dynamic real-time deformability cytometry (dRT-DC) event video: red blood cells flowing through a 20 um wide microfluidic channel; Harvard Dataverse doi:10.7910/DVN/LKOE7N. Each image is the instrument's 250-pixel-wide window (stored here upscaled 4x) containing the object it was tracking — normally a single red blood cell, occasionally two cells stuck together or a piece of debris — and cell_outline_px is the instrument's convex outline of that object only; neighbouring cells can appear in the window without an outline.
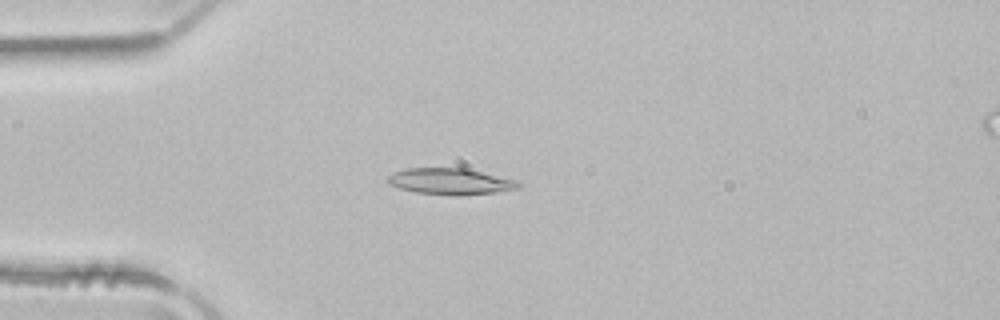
{"species": "common noctule bat (a hibernating species)", "species_latin": "Nyctalus noctula", "temperature_condition": "room temperature", "stored_images_in_passage": 50, "camera_frame_rate_fps": 3000, "um_per_image_px": 0.085, "animal": {"sex": "male", "body_mass_g": 21.5, "forearm_length_mm": 52.0}, "frame": {"image": 1, "passage_image": 13, "time_ms": 4.0, "image_size_px": [1000, 320], "cell_outline_px": [[520, 188], [496, 192], [460, 196], [452, 196], [416, 192], [400, 188], [388, 184], [384, 180], [388, 176], [396, 172], [408, 168], [464, 168], [520, 180]], "centroid_in_image_um": [38.31, 15.43], "position_along_channel_um": 46.7, "area_um2": 20.23}}
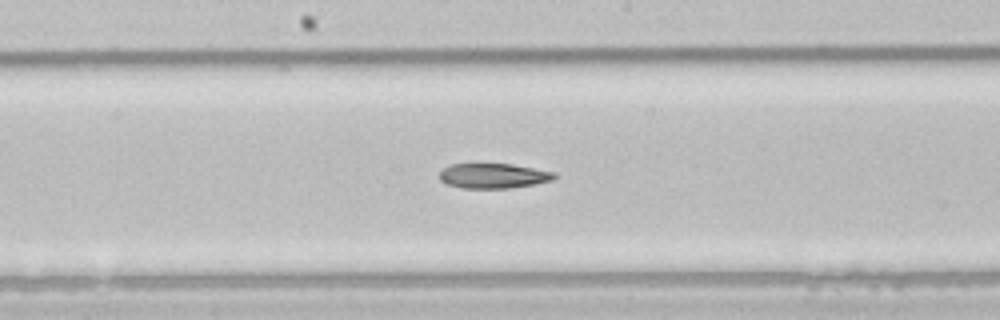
{"frame": {"image": 2, "passage_image": 26, "time_ms": 8.333, "image_size_px": [1000, 320], "cell_outline_px": [[556, 176], [552, 180], [532, 184], [508, 188], [464, 188], [448, 184], [440, 180], [440, 172], [444, 168], [452, 164], [512, 164], [556, 172]], "centroid_in_image_um": [41.95, 14.94], "position_along_channel_um": 206.3, "area_um2": 16.47}}
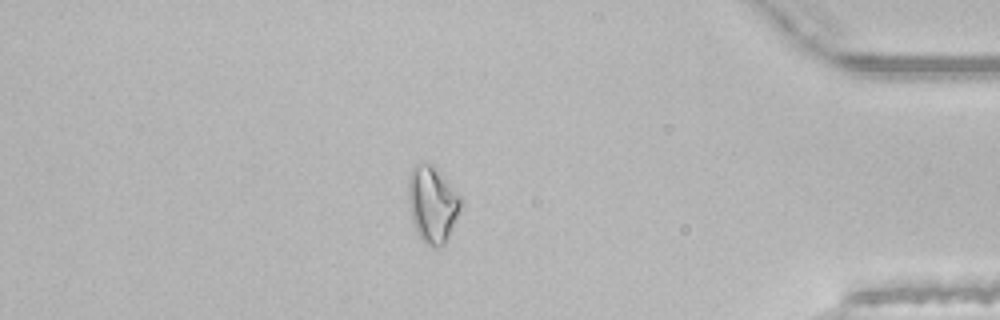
{"frame": {"image": 3, "passage_image": 43, "time_ms": 14.0, "image_size_px": [1000, 320], "cell_outline_px": [[464, 200], [456, 220], [444, 244], [436, 248], [428, 248], [420, 240], [416, 232], [412, 220], [408, 204], [408, 180], [412, 168], [416, 164], [432, 164]], "centroid_in_image_um": [36.74, 17.41], "position_along_channel_um": 398.5, "area_um2": 23.52}}